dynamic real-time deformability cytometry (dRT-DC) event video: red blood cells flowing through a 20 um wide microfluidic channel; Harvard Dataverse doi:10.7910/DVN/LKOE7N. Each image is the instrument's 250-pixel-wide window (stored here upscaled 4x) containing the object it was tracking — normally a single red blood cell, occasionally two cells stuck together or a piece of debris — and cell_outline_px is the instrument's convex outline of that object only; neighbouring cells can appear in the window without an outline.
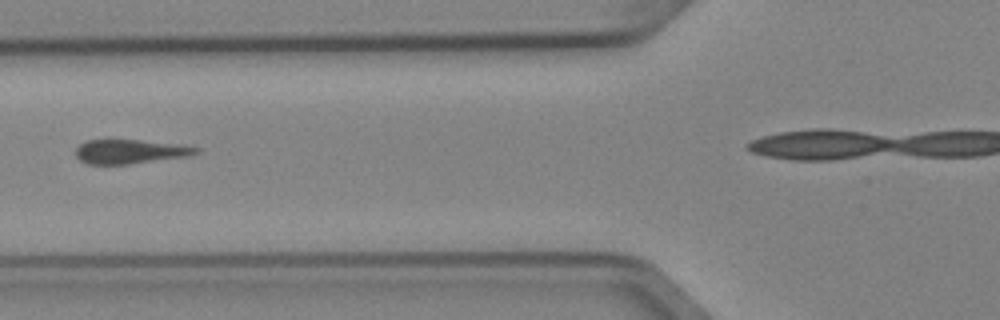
{"species": "Egyptian fruit bat (a non-hibernating species)", "species_latin": "Rousettus aegyptiacus", "temperature_condition": "cold", "stored_images_in_passage": 6, "camera_frame_rate_fps": 3000, "um_per_image_px": 0.085, "animal": {"sex": "female"}, "frame": {"image": 1, "passage_image": 4, "time_ms": 1.0, "image_size_px": [1000, 320], "cell_outline_px": [[200, 152], [192, 156], [128, 164], [88, 164], [80, 160], [76, 156], [76, 148], [84, 140], [140, 140], [180, 144], [200, 148]], "centroid_in_image_um": [11.1, 12.88], "position_along_channel_um": 114.7, "area_um2": 17.11}}